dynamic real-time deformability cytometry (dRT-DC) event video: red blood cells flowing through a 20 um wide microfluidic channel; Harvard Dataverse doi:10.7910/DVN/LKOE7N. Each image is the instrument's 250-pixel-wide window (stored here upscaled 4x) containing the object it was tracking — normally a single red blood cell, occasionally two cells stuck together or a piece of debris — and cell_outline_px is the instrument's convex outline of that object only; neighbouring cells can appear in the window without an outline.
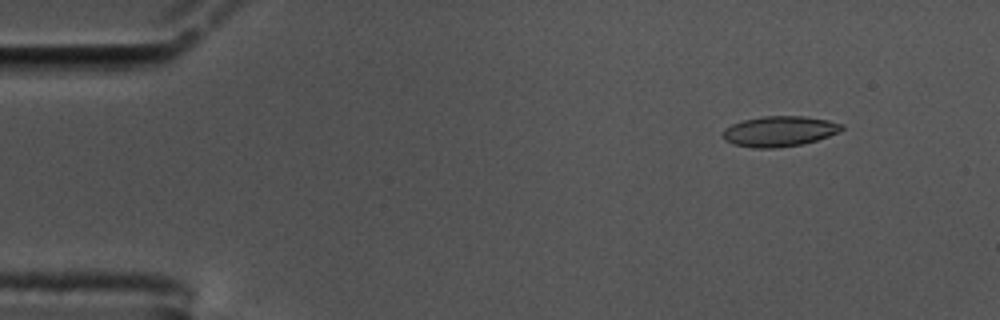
{"species": "common noctule bat (a hibernating species)", "species_latin": "Nyctalus noctula", "temperature_condition": "cold", "stored_images_in_passage": 10, "camera_frame_rate_fps": 3000, "um_per_image_px": 0.085, "animal": {"sex": "male", "body_mass_g": 17.5, "forearm_length_mm": 52.3}, "frame": {"image": 1, "passage_image": 2, "time_ms": 0.333, "image_size_px": [1000, 320], "cell_outline_px": [[844, 128], [840, 132], [816, 140], [800, 144], [772, 148], [752, 148], [736, 144], [724, 140], [724, 128], [732, 124], [744, 120], [764, 116], [804, 116], [828, 120], [844, 124]], "centroid_in_image_um": [66.28, 11.15], "position_along_channel_um": 18.7, "area_um2": 20.87}}